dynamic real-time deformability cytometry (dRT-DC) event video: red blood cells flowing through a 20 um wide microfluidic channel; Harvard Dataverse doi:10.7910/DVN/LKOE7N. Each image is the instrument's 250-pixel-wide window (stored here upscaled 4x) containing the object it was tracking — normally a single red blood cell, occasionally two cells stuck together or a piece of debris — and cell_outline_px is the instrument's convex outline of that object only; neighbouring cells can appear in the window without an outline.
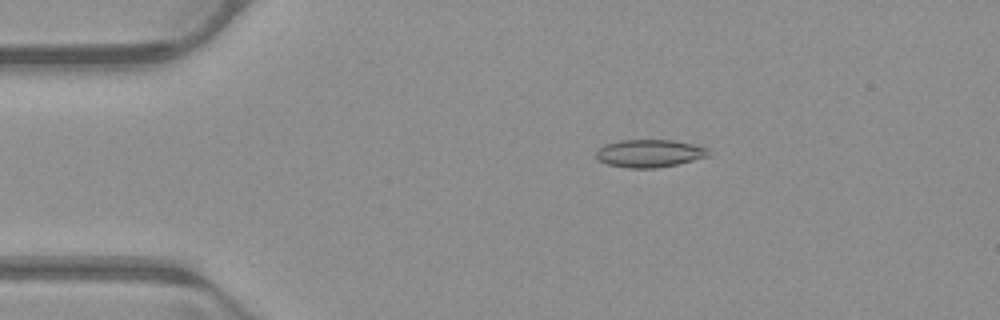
{"species": "common noctule bat (a hibernating species)", "species_latin": "Nyctalus noctula", "temperature_condition": "warm", "stored_images_in_passage": 46, "camera_frame_rate_fps": 3000, "um_per_image_px": 0.085, "animal": {"sex": "male", "body_mass_g": 23.1, "forearm_length_mm": 52.7}, "frame": {"image": 1, "passage_image": 4, "time_ms": 1.0, "image_size_px": [1000, 320], "cell_outline_px": [[712, 156], [676, 164], [656, 168], [628, 168], [608, 164], [600, 160], [596, 156], [596, 152], [604, 144], [620, 140], [672, 140], [692, 144], [708, 148]], "centroid_in_image_um": [55.24, 13.03], "position_along_channel_um": 29.8, "area_um2": 18.15}}
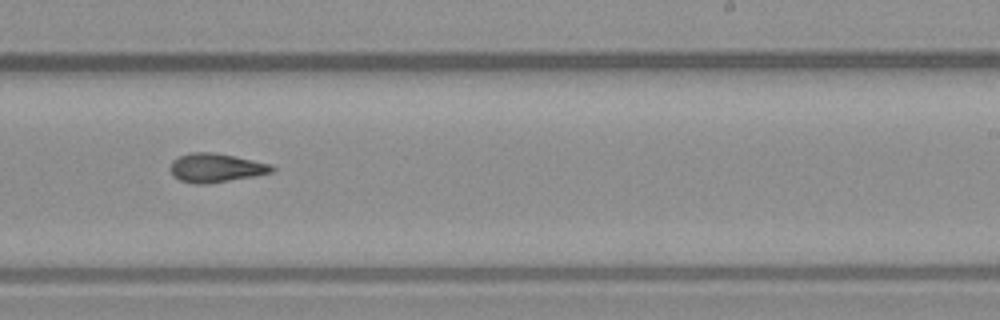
{"frame": {"image": 2, "passage_image": 26, "time_ms": 8.333, "image_size_px": [1000, 320], "cell_outline_px": [[276, 168], [272, 172], [256, 176], [208, 184], [192, 184], [180, 180], [172, 176], [172, 160], [188, 152], [212, 152], [236, 156], [272, 164]], "centroid_in_image_um": [18.38, 14.27], "position_along_channel_um": 270.6, "area_um2": 17.28}}
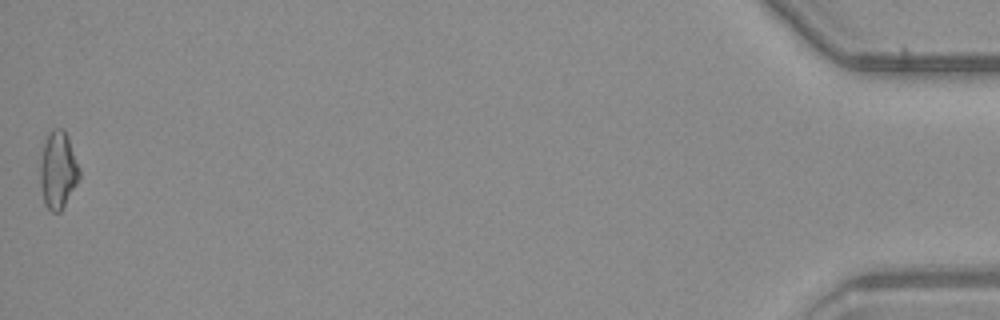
{"frame": {"image": 3, "passage_image": 46, "time_ms": 15.0, "image_size_px": [1000, 320], "cell_outline_px": [[80, 176], [76, 184], [60, 212], [52, 212], [44, 204], [40, 188], [40, 160], [44, 144], [48, 132], [52, 128], [64, 128], [68, 136], [80, 168]], "centroid_in_image_um": [4.92, 14.43], "position_along_channel_um": 430.3, "area_um2": 17.8}, "authors_computed_cell_mechanics": {"area_um2": 16.9354, "velocity_mm_per_s": 3.9722, "shape_relaxation_time_tau1_ms": null, "shape_relaxation_time_tau2_ms": 5.748, "deformation_change_tau1": null, "deformation_change_tau2": 0.154}}